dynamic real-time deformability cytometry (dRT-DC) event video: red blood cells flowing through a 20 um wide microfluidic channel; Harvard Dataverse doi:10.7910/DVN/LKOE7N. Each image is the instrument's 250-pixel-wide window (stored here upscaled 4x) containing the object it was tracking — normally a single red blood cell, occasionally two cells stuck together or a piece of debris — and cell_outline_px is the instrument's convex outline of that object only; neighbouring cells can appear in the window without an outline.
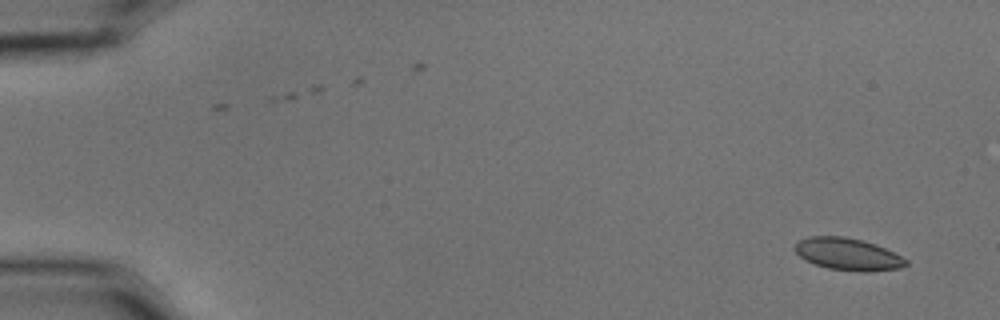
{"species": "common noctule bat (a hibernating species)", "species_latin": "Nyctalus noctula", "temperature_condition": "cold", "stored_images_in_passage": 54, "camera_frame_rate_fps": 3000, "um_per_image_px": 0.085, "animal": {"sex": "male", "body_mass_g": 15.6}, "frame": {"image": 1, "passage_image": 1, "time_ms": 0.0, "image_size_px": [1000, 320], "cell_outline_px": [[908, 264], [900, 268], [864, 272], [856, 272], [828, 268], [804, 260], [796, 252], [796, 244], [800, 240], [808, 236], [844, 236], [876, 244], [908, 260]], "centroid_in_image_um": [72.07, 21.61], "position_along_channel_um": 12.9, "area_um2": 20.63}}
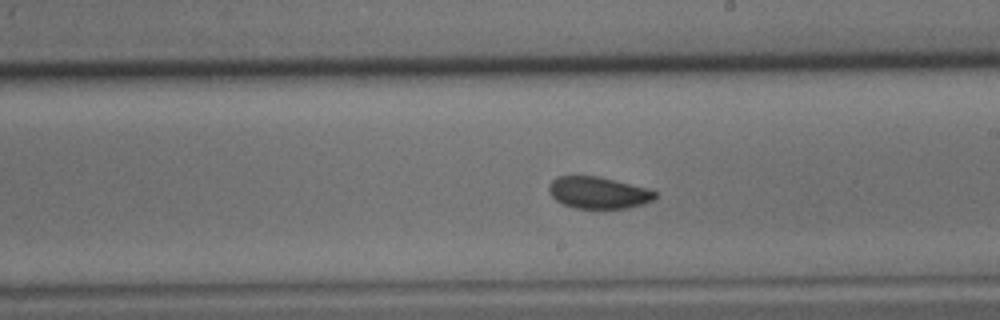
{"frame": {"image": 2, "passage_image": 31, "time_ms": 10.0, "image_size_px": [1000, 320], "cell_outline_px": [[656, 196], [652, 200], [644, 204], [628, 208], [576, 208], [564, 204], [556, 200], [548, 192], [548, 184], [556, 176], [600, 176], [644, 188], [656, 192]], "centroid_in_image_um": [50.81, 16.37], "position_along_channel_um": 238.2, "area_um2": 19.54}}
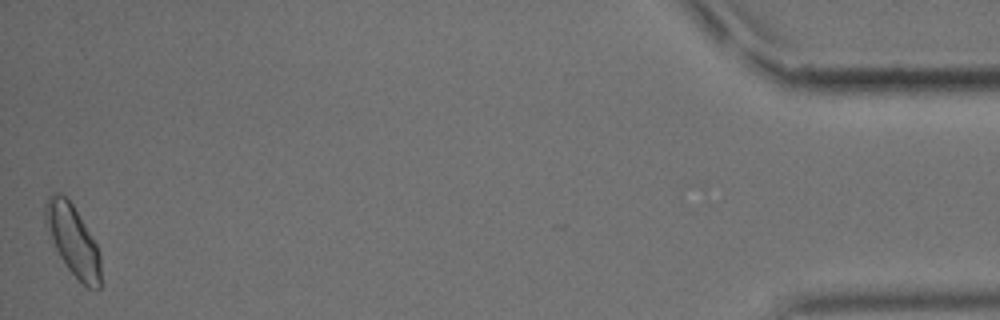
{"frame": {"image": 3, "passage_image": 54, "time_ms": 17.667, "image_size_px": [1000, 320], "cell_outline_px": [[100, 288], [88, 288], [68, 268], [60, 256], [56, 248], [44, 220], [44, 204], [48, 196], [52, 192], [60, 192], [72, 204], [96, 244], [100, 252]], "centroid_in_image_um": [6.18, 20.38], "position_along_channel_um": 429.0, "area_um2": 22.2}, "authors_computed_cell_mechanics": {"area_um2": 20.5768, "velocity_mm_per_s": 3.5798, "shape_relaxation_time_tau1_ms": 3.0706, "shape_relaxation_time_tau2_ms": 1.3253, "deformation_change_tau1": 0.0776, "deformation_change_tau2": 0.0357}}